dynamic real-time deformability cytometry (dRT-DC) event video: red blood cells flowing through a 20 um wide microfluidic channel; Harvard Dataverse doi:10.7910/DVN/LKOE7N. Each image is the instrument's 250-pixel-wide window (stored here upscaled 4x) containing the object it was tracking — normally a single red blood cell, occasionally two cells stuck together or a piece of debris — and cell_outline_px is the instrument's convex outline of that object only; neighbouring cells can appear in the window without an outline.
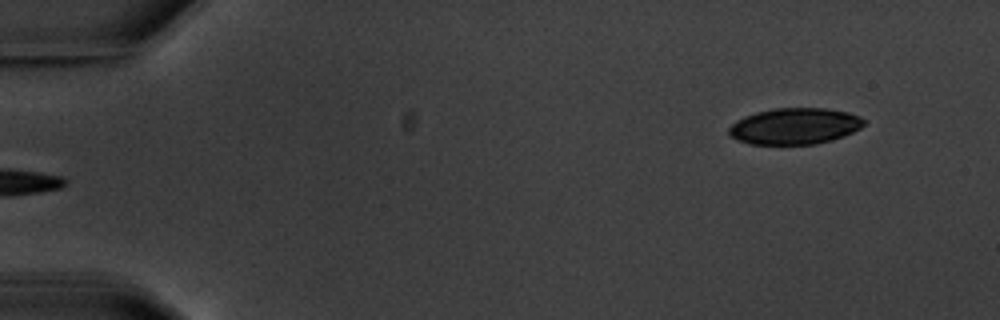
{"species": "common noctule bat (a hibernating species)", "species_latin": "Nyctalus noctula", "temperature_condition": "warm", "stored_images_in_passage": 6, "segment_of_instrument_passage": [2, 2], "camera_frame_rate_fps": 3000, "um_per_image_px": 0.085, "animal": {"sex": "male", "body_mass_g": 20.1, "forearm_length_mm": 53.5}, "frame": {"image": 1, "passage_image": 6, "time_ms": 7.0, "image_size_px": [1000, 320], "cell_outline_px": [[864, 124], [860, 128], [844, 136], [832, 140], [816, 144], [752, 144], [740, 140], [732, 136], [728, 132], [728, 128], [736, 120], [744, 116], [756, 112], [776, 108], [824, 108], [848, 112], [860, 116], [864, 120]], "centroid_in_image_um": [67.56, 10.72], "position_along_channel_um": 17.4, "area_um2": 28.44}}